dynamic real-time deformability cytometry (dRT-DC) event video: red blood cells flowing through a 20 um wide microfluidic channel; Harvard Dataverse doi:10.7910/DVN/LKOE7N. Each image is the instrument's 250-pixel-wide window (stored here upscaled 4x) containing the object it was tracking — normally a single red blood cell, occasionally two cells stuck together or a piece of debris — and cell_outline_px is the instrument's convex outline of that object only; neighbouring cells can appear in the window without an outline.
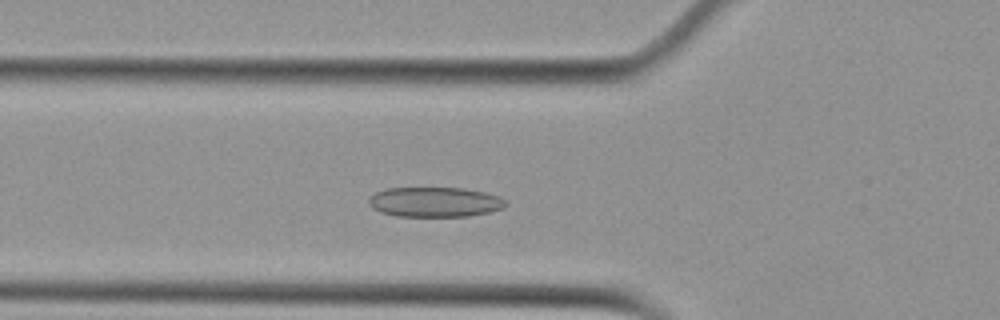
{"species": "Egyptian fruit bat (a non-hibernating species)", "species_latin": "Rousettus aegyptiacus", "temperature_condition": "cold", "stored_images_in_passage": 45, "camera_frame_rate_fps": 3000, "um_per_image_px": 0.085, "animal": {"sex": "female"}, "frame": {"image": 1, "passage_image": 13, "time_ms": 4.0, "image_size_px": [1000, 320], "cell_outline_px": [[508, 204], [504, 208], [488, 212], [468, 216], [396, 216], [380, 212], [372, 208], [368, 204], [368, 196], [384, 188], [464, 188], [484, 192], [500, 196]], "centroid_in_image_um": [36.93, 17.17], "position_along_channel_um": 88.9, "area_um2": 24.04}}
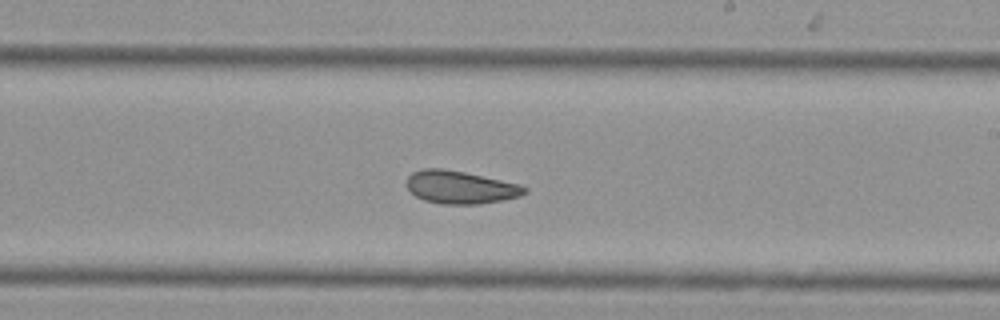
{"frame": {"image": 2, "passage_image": 26, "time_ms": 8.333, "image_size_px": [1000, 320], "cell_outline_px": [[528, 192], [520, 196], [480, 204], [440, 204], [424, 200], [416, 196], [408, 188], [408, 176], [412, 172], [424, 168], [444, 168], [464, 172], [520, 184], [528, 188]], "centroid_in_image_um": [39.14, 15.91], "position_along_channel_um": 249.9, "area_um2": 22.48}}
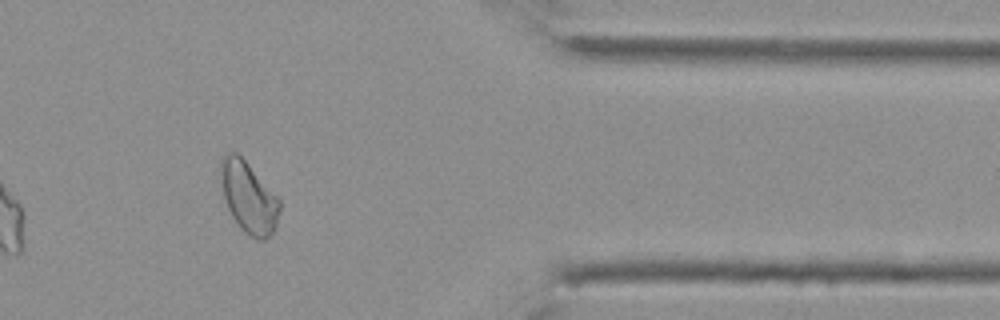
{"frame": {"image": 3, "passage_image": 39, "time_ms": 12.667, "image_size_px": [1000, 320], "cell_outline_px": [[280, 208], [276, 228], [264, 240], [256, 240], [244, 232], [240, 228], [232, 216], [224, 200], [220, 172], [220, 160], [228, 152], [236, 152], [248, 164], [280, 200]], "centroid_in_image_um": [21.12, 16.8], "position_along_channel_um": 390.3, "area_um2": 24.22}}